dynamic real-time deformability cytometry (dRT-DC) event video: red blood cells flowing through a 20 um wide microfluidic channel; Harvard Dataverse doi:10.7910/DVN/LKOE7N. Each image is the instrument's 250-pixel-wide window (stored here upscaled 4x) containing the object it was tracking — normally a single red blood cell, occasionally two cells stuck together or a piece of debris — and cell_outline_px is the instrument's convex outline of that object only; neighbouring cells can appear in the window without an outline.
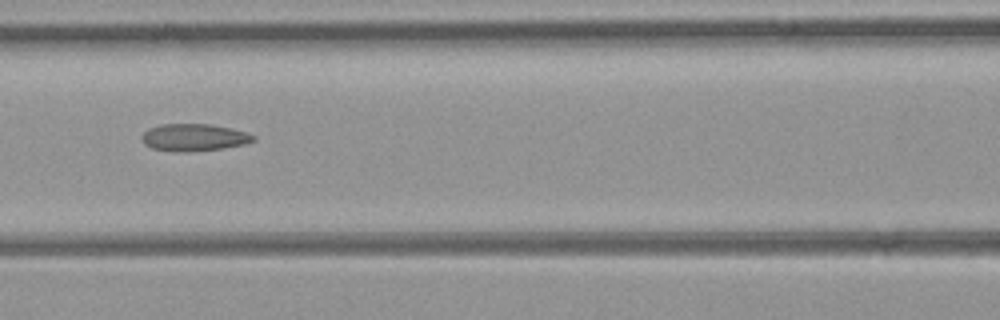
{"species": "common noctule bat (a hibernating species)", "species_latin": "Nyctalus noctula", "temperature_condition": "room temperature", "stored_images_in_passage": 13, "camera_frame_rate_fps": 3000, "um_per_image_px": 0.085, "animal": {"sex": "female", "body_mass_g": 21.9}, "frame": {"image": 1, "passage_image": 6, "time_ms": 1.667, "image_size_px": [1000, 320], "cell_outline_px": [[256, 140], [244, 144], [220, 148], [188, 152], [172, 152], [152, 148], [144, 144], [140, 136], [148, 128], [160, 124], [208, 124], [228, 128], [244, 132], [256, 136]], "centroid_in_image_um": [16.42, 11.68], "position_along_channel_um": 150.2, "area_um2": 17.63}}
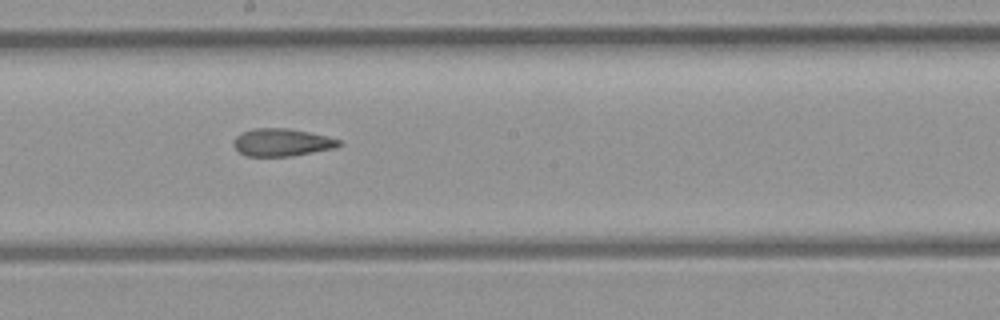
{"frame": {"image": 2, "passage_image": 11, "time_ms": 3.333, "image_size_px": [1000, 320], "cell_outline_px": [[340, 144], [336, 148], [292, 156], [244, 156], [232, 144], [236, 136], [240, 132], [252, 128], [288, 128], [308, 132], [340, 140]], "centroid_in_image_um": [23.91, 12.1], "position_along_channel_um": 224.3, "area_um2": 16.94}}